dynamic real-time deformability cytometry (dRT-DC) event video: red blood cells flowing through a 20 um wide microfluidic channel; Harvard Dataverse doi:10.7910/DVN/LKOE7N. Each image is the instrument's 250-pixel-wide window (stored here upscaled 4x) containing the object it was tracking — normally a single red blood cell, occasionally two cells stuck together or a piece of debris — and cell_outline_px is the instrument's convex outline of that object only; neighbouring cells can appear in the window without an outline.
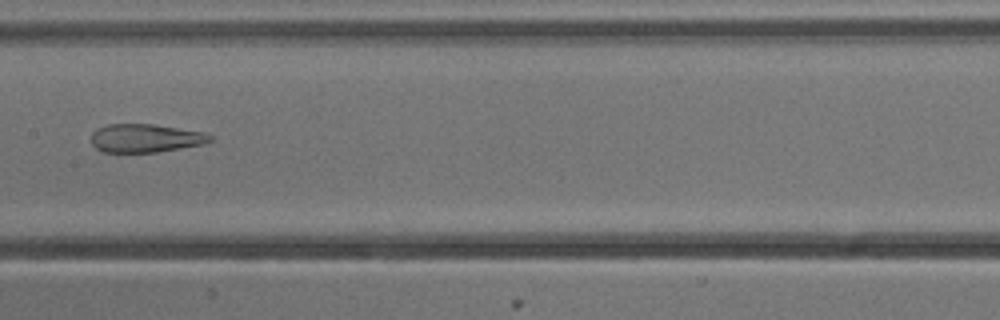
{"species": "common noctule bat (a hibernating species)", "species_latin": "Nyctalus noctula", "temperature_condition": "cold", "stored_images_in_passage": 8, "camera_frame_rate_fps": 3000, "um_per_image_px": 0.085, "animal": {"sex": "male", "body_mass_g": 13.3}, "frame": {"image": 1, "passage_image": 8, "time_ms": 2.333, "image_size_px": [1000, 320], "cell_outline_px": [[212, 140], [204, 144], [156, 152], [104, 152], [96, 148], [92, 144], [92, 132], [96, 128], [108, 124], [152, 124], [204, 132], [212, 136]], "centroid_in_image_um": [12.35, 11.74], "position_along_channel_um": 195.1, "area_um2": 19.59}}